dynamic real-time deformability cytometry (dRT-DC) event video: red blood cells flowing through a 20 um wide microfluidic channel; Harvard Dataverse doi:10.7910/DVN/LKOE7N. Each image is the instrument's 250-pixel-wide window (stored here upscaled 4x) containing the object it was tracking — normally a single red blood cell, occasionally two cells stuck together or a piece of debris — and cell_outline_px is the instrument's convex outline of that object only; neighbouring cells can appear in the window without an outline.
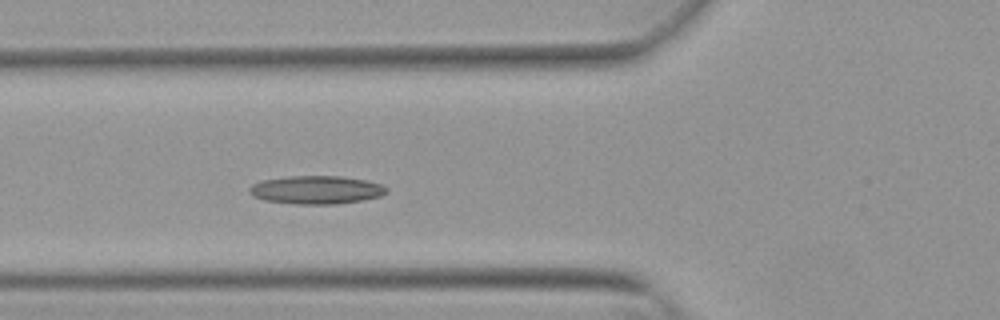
{"species": "Egyptian fruit bat (a non-hibernating species)", "species_latin": "Rousettus aegyptiacus", "temperature_condition": "warm", "stored_images_in_passage": 16, "camera_frame_rate_fps": 3000, "um_per_image_px": 0.085, "animal": {"sex": "female"}, "frame": {"image": 1, "passage_image": 7, "time_ms": 2.0, "image_size_px": [1000, 320], "cell_outline_px": [[388, 192], [380, 196], [364, 200], [336, 204], [296, 204], [264, 200], [252, 196], [248, 192], [248, 188], [252, 184], [260, 180], [292, 176], [340, 176], [364, 180], [380, 184], [388, 188]], "centroid_in_image_um": [26.86, 16.14], "position_along_channel_um": 98.9, "area_um2": 22.66}}
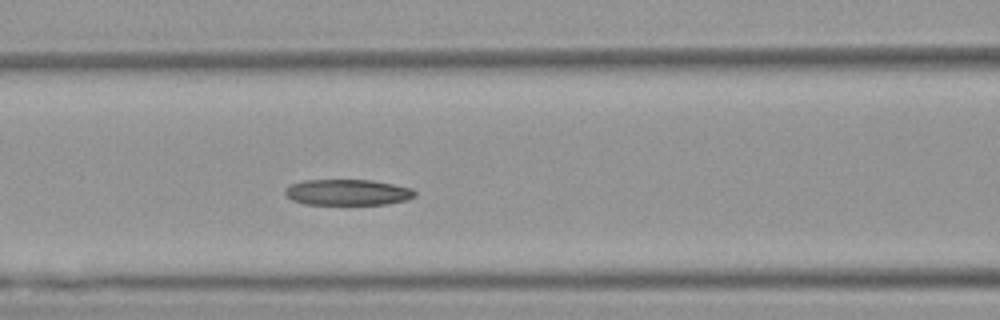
{"frame": {"image": 2, "passage_image": 10, "time_ms": 3.0, "image_size_px": [1000, 320], "cell_outline_px": [[416, 196], [408, 200], [388, 204], [304, 204], [292, 200], [284, 196], [284, 188], [288, 184], [304, 180], [372, 180], [412, 188], [416, 192]], "centroid_in_image_um": [29.51, 16.34], "position_along_channel_um": 137.1, "area_um2": 19.88}}
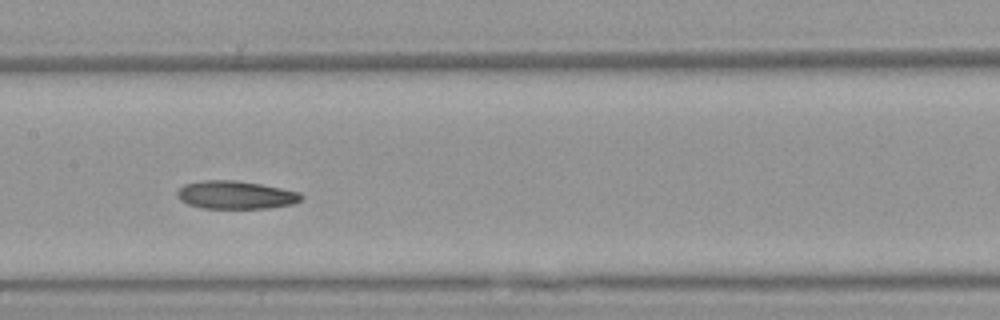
{"frame": {"image": 3, "passage_image": 14, "time_ms": 4.333, "image_size_px": [1000, 320], "cell_outline_px": [[304, 196], [300, 200], [292, 204], [268, 208], [204, 208], [188, 204], [180, 200], [176, 192], [184, 184], [204, 180], [236, 180], [260, 184], [300, 192]], "centroid_in_image_um": [20.03, 16.56], "position_along_channel_um": 187.4, "area_um2": 20.17}}